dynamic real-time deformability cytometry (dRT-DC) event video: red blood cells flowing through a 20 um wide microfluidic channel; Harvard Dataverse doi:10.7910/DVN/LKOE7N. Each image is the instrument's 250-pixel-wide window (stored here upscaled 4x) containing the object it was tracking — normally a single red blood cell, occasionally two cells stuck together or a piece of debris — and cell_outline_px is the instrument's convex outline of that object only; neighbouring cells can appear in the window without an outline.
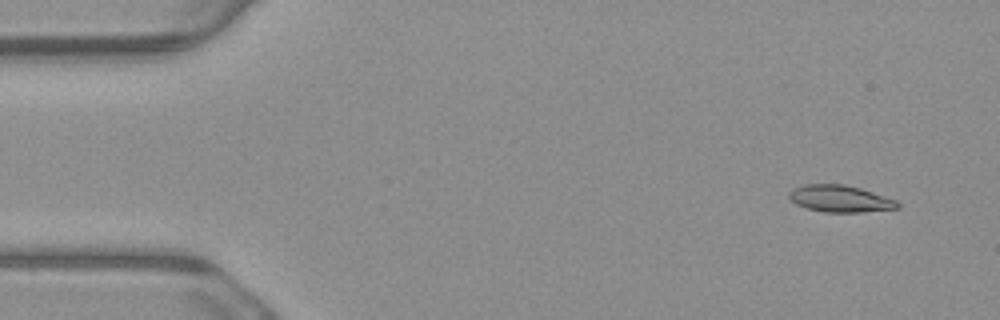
{"species": "common noctule bat (a hibernating species)", "species_latin": "Nyctalus noctula", "temperature_condition": "warm", "stored_images_in_passage": 3, "camera_frame_rate_fps": 3000, "um_per_image_px": 0.085, "animal": {"sex": "male", "body_mass_g": 23.1, "forearm_length_mm": 52.7}, "frame": {"image": 1, "passage_image": 1, "time_ms": 0.0, "image_size_px": [1000, 320], "cell_outline_px": [[900, 208], [864, 212], [824, 212], [808, 208], [796, 204], [788, 196], [788, 192], [792, 188], [804, 184], [844, 184], [860, 188], [896, 200], [900, 204]], "centroid_in_image_um": [71.4, 16.88], "position_along_channel_um": 13.6, "area_um2": 16.99}}
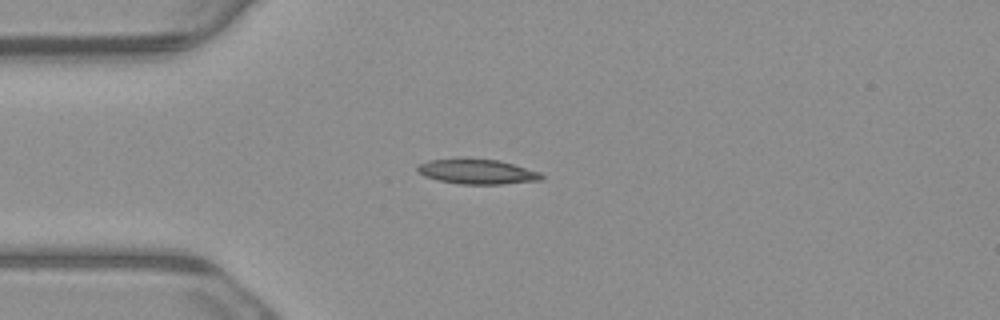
{"frame": {"image": 2, "passage_image": 3, "time_ms": 0.667, "image_size_px": [1000, 320], "cell_outline_px": [[544, 176], [540, 180], [504, 184], [460, 184], [440, 180], [424, 176], [416, 168], [420, 164], [428, 160], [460, 156], [464, 156], [500, 160], [540, 172]], "centroid_in_image_um": [40.54, 14.54], "position_along_channel_um": 44.5, "area_um2": 18.5}}